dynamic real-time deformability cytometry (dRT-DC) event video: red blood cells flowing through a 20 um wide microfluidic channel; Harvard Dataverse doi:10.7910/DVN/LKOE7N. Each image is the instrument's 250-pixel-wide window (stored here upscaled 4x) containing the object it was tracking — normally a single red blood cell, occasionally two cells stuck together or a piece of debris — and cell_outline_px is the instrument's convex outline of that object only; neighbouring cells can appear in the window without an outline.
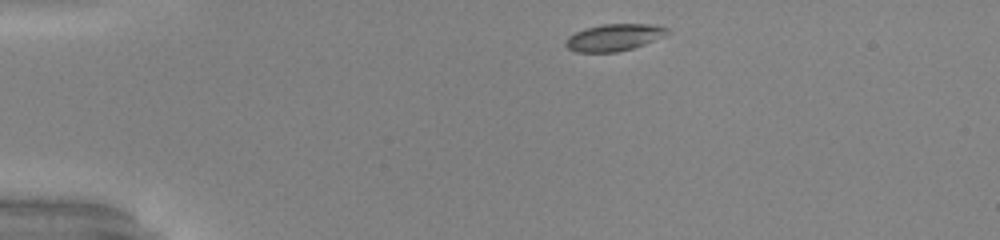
{"species": "common noctule bat (a hibernating species)", "species_latin": "Nyctalus noctula", "temperature_condition": "warm", "stored_images_in_passage": 42, "camera_frame_rate_fps": 3000, "um_per_image_px": 0.085, "animal": {"sex": "male", "body_mass_g": 20.0, "forearm_length_mm": 53.3}, "frame": {"image": 1, "passage_image": 1, "time_ms": 0.0, "image_size_px": [1000, 240], "cell_outline_px": [[672, 32], [664, 36], [644, 44], [632, 48], [616, 52], [576, 52], [568, 48], [564, 44], [564, 40], [568, 36], [576, 32], [588, 28], [604, 24], [652, 24], [668, 28]], "centroid_in_image_um": [52.2, 3.18], "position_along_channel_um": 32.8, "area_um2": 15.9}, "authors_computed_cell_mechanics": {"area_um2": 16.2418, "velocity_mm_per_s": 4.015, "shape_relaxation_time_tau1_ms": 2.1941, "shape_relaxation_time_tau2_ms": 1.998, "deformation_change_tau1": 0.1237, "deformation_change_tau2": 0.0339}}